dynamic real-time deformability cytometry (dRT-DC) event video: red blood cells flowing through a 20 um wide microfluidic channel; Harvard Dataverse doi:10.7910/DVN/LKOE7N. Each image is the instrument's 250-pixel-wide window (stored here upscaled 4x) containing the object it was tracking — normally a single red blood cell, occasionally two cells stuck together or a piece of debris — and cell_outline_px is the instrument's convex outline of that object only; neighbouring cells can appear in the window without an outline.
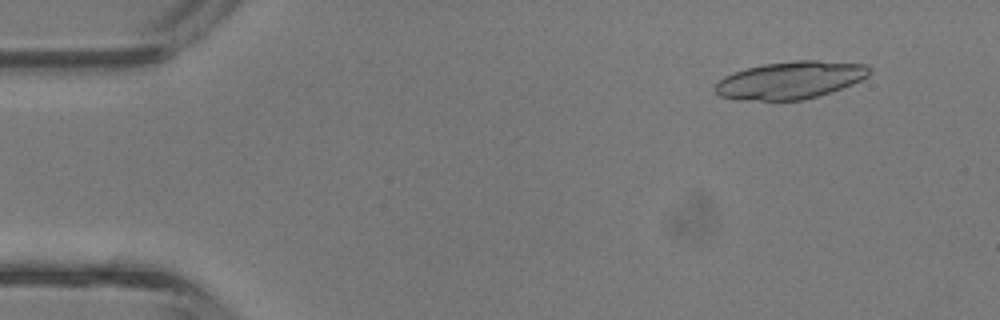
{"species": "common noctule bat (a hibernating species)", "species_latin": "Nyctalus noctula", "temperature_condition": "room temperature", "stored_images_in_passage": 15, "camera_frame_rate_fps": 3000, "um_per_image_px": 0.085, "animal": {"sex": "male", "body_mass_g": 13.3}, "frame": {"image": 1, "passage_image": 4, "time_ms": 1.0, "image_size_px": [1000, 320], "cell_outline_px": [[872, 72], [868, 76], [852, 84], [832, 92], [804, 100], [732, 100], [720, 96], [716, 92], [716, 84], [724, 76], [732, 72], [744, 68], [764, 64], [796, 60], [816, 60], [868, 64], [872, 68]], "centroid_in_image_um": [67.2, 6.81], "position_along_channel_um": 17.8, "area_um2": 34.04}}